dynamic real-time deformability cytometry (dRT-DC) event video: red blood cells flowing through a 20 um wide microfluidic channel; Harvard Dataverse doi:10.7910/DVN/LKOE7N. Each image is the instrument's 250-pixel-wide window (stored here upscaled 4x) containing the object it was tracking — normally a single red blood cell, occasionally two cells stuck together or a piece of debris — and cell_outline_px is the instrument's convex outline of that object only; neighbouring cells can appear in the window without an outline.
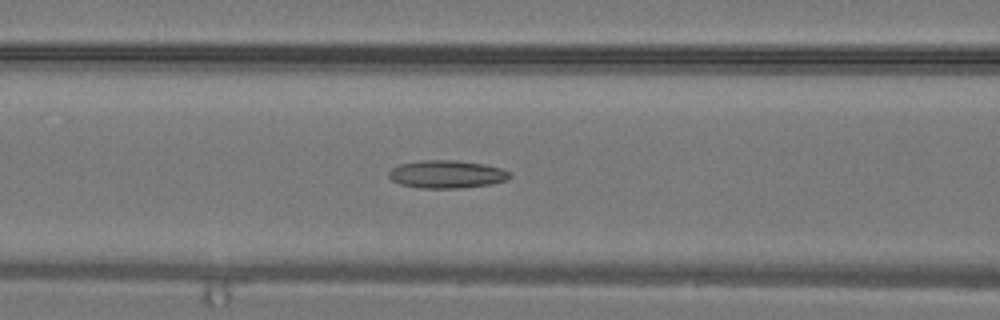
{"species": "common noctule bat (a hibernating species)", "species_latin": "Nyctalus noctula", "temperature_condition": "warm", "stored_images_in_passage": 32, "camera_frame_rate_fps": 3000, "um_per_image_px": 0.085, "animal": {"sex": "male", "body_mass_g": 19.2, "forearm_length_mm": 51.8}, "frame": {"image": 1, "passage_image": 13, "time_ms": 4.0, "image_size_px": [1000, 320], "cell_outline_px": [[512, 176], [508, 180], [492, 184], [460, 188], [420, 188], [400, 184], [392, 180], [388, 176], [388, 172], [392, 168], [400, 164], [424, 160], [456, 160], [484, 164], [500, 168], [508, 172]], "centroid_in_image_um": [37.98, 14.81], "position_along_channel_um": 128.6, "area_um2": 19.65}}
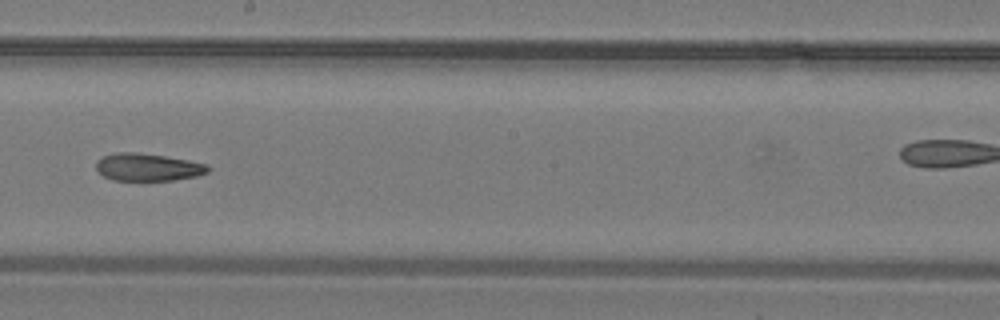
{"frame": {"image": 2, "passage_image": 18, "time_ms": 5.667, "image_size_px": [1000, 320], "cell_outline_px": [[208, 172], [196, 176], [172, 180], [112, 180], [104, 176], [96, 168], [96, 160], [104, 156], [116, 152], [136, 152], [164, 156], [188, 160], [208, 164]], "centroid_in_image_um": [12.55, 14.2], "position_along_channel_um": 235.7, "area_um2": 17.8}}
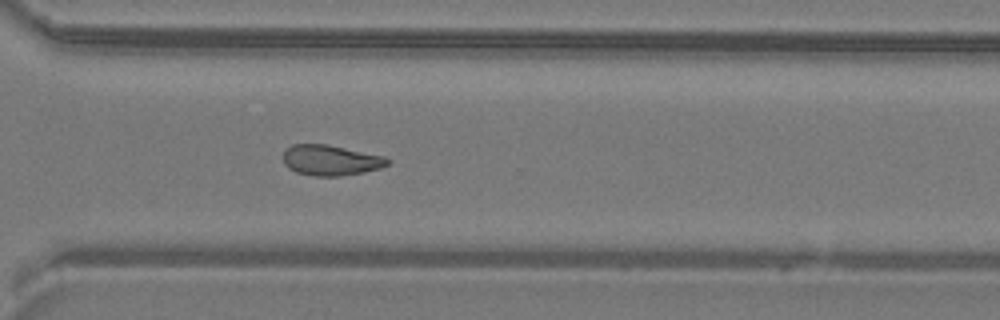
{"frame": {"image": 3, "passage_image": 23, "time_ms": 7.333, "image_size_px": [1000, 320], "cell_outline_px": [[392, 160], [388, 164], [380, 168], [364, 172], [340, 176], [312, 176], [296, 172], [288, 168], [284, 164], [284, 152], [292, 144], [328, 144], [384, 156]], "centroid_in_image_um": [28.12, 13.62], "position_along_channel_um": 342.5, "area_um2": 18.61}}